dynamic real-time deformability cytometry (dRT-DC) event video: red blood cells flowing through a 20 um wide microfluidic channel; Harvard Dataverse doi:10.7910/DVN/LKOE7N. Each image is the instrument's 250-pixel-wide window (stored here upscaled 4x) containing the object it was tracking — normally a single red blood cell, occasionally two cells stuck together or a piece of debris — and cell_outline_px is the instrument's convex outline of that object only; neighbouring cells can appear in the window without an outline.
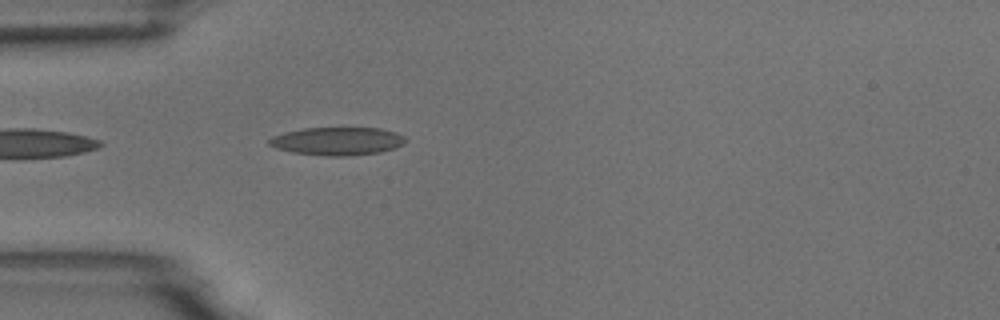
{"species": "common noctule bat (a hibernating species)", "species_latin": "Nyctalus noctula", "temperature_condition": "room temperature", "stored_images_in_passage": 1, "camera_frame_rate_fps": 3000, "um_per_image_px": 0.085, "animal": {"sex": "male", "body_mass_g": 18.8}, "frame": {"image": 1, "passage_image": 1, "time_ms": 0.0, "image_size_px": [1000, 320], "cell_outline_px": [[408, 140], [404, 144], [396, 148], [380, 152], [348, 156], [324, 156], [292, 152], [276, 148], [268, 144], [268, 140], [272, 136], [284, 132], [304, 128], [380, 128], [396, 132], [404, 136]], "centroid_in_image_um": [28.7, 12.0], "position_along_channel_um": 56.3, "area_um2": 22.48}}